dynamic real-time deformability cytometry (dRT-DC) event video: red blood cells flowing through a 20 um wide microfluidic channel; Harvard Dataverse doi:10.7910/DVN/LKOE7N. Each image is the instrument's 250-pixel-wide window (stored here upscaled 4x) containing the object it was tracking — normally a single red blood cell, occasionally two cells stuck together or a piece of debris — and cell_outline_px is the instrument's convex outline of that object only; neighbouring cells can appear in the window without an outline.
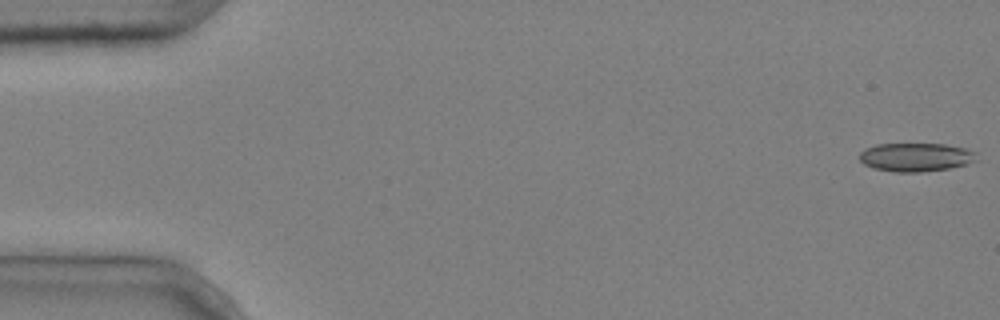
{"species": "common noctule bat (a hibernating species)", "species_latin": "Nyctalus noctula", "temperature_condition": "cold", "stored_images_in_passage": 5, "camera_frame_rate_fps": 3000, "um_per_image_px": 0.085, "animal": {"sex": "male", "body_mass_g": 20.4}, "frame": {"image": 1, "passage_image": 1, "time_ms": 0.0, "image_size_px": [1000, 320], "cell_outline_px": [[980, 160], [948, 168], [920, 172], [896, 172], [876, 168], [864, 164], [860, 160], [860, 152], [864, 148], [876, 144], [944, 144], [964, 148], [976, 152]], "centroid_in_image_um": [77.86, 13.35], "position_along_channel_um": 7.1, "area_um2": 19.42}}
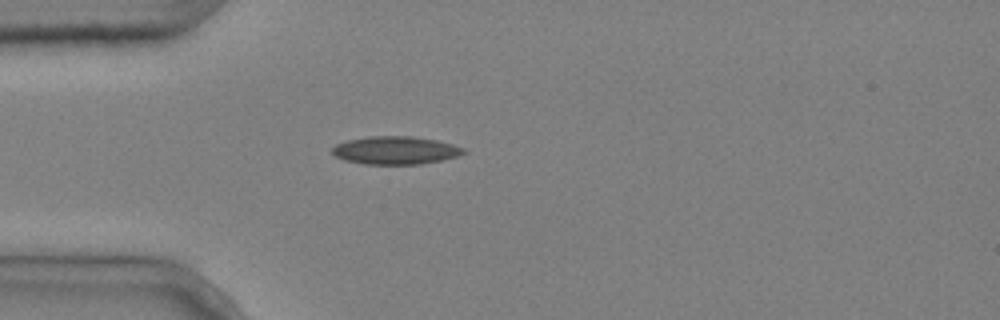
{"frame": {"image": 2, "passage_image": 5, "time_ms": 1.333, "image_size_px": [1000, 320], "cell_outline_px": [[468, 152], [456, 156], [440, 160], [420, 164], [364, 164], [344, 160], [336, 156], [332, 152], [332, 148], [336, 144], [348, 140], [368, 136], [412, 136], [436, 140], [452, 144], [464, 148]], "centroid_in_image_um": [33.61, 12.77], "position_along_channel_um": 51.4, "area_um2": 21.33}}